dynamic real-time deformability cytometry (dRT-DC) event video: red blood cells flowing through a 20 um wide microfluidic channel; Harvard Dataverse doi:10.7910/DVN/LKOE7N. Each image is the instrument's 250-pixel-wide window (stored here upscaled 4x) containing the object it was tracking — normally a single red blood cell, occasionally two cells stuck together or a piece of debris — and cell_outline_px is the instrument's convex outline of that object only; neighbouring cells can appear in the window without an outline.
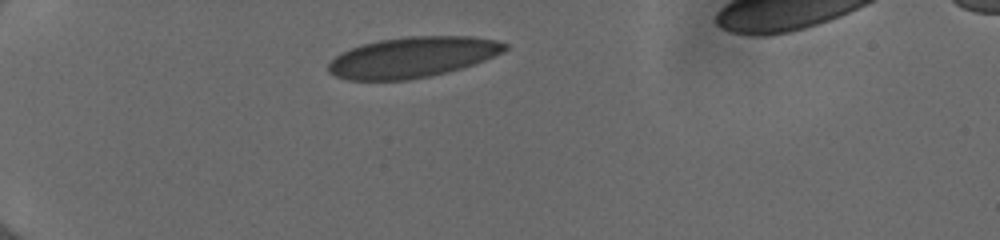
{"species": "human", "species_latin": "Homo sapiens", "temperature_condition": "cold", "stored_images_in_passage": 38, "camera_frame_rate_fps": 3000, "um_per_image_px": 0.085, "donor": {"sex": "female"}, "frame": {"image": 1, "passage_image": 1, "time_ms": 0.0, "image_size_px": [1000, 240], "cell_outline_px": [[508, 48], [484, 60], [460, 68], [428, 76], [404, 80], [348, 80], [336, 76], [328, 72], [328, 64], [340, 52], [360, 44], [380, 40], [408, 36], [472, 36], [496, 40], [508, 44]], "centroid_in_image_um": [35.01, 4.85], "position_along_channel_um": 50.0, "area_um2": 41.44}}
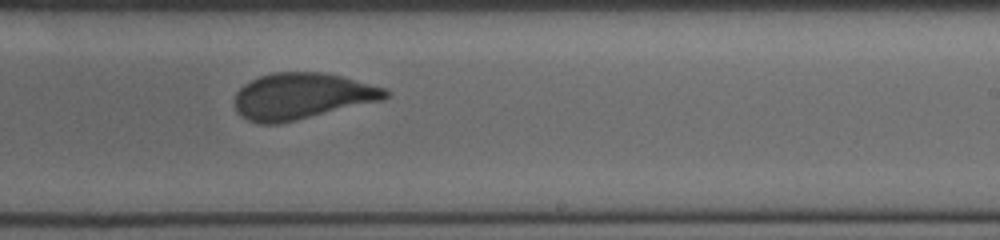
{"frame": {"image": 2, "passage_image": 20, "time_ms": 6.333, "image_size_px": [1000, 240], "cell_outline_px": [[392, 92], [384, 100], [276, 124], [260, 124], [248, 120], [240, 116], [236, 112], [236, 92], [244, 84], [260, 76], [272, 72], [324, 72], [344, 76], [388, 88]], "centroid_in_image_um": [25.71, 8.15], "position_along_channel_um": 263.3, "area_um2": 40.81}}
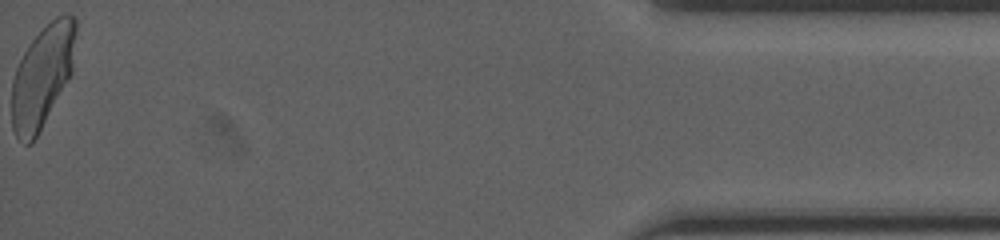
{"frame": {"image": 3, "passage_image": 38, "time_ms": 12.333, "image_size_px": [1000, 240], "cell_outline_px": [[76, 32], [72, 72], [32, 144], [24, 144], [16, 136], [12, 128], [12, 80], [16, 68], [24, 52], [32, 40], [56, 16], [68, 12], [76, 16]], "centroid_in_image_um": [3.6, 6.46], "position_along_channel_um": 431.6, "area_um2": 37.8}, "authors_computed_cell_mechanics": {"area_um2": 40.8357, "velocity_mm_per_s": 3.9992, "shape_relaxation_time_tau1_ms": 7.801, "shape_relaxation_time_tau2_ms": null, "deformation_change_tau1": 0.1894, "deformation_change_tau2": null}}